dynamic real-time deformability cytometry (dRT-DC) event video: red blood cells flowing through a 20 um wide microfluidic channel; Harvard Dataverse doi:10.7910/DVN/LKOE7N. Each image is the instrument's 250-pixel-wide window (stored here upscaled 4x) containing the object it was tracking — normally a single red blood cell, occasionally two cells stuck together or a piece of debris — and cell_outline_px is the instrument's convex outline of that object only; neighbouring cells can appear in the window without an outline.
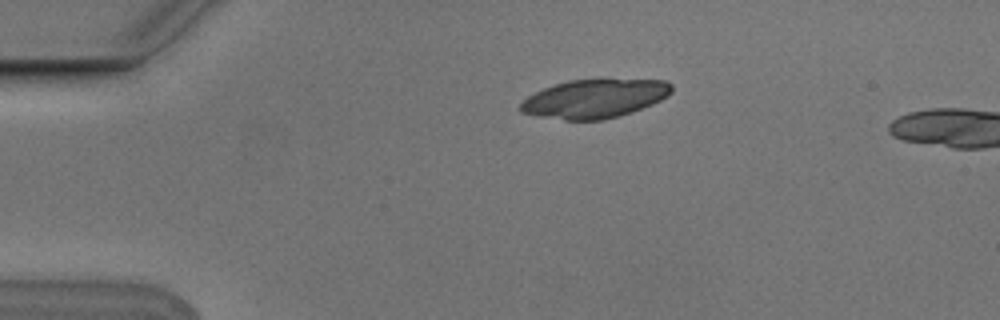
{"species": "Egyptian fruit bat (a non-hibernating species)", "species_latin": "Rousettus aegyptiacus", "temperature_condition": "cold", "stored_images_in_passage": 2, "camera_frame_rate_fps": 3000, "um_per_image_px": 0.085, "animal": {"sex": "male"}, "frame": {"image": 1, "passage_image": 1, "time_ms": 0.0, "image_size_px": [1000, 320], "cell_outline_px": [[672, 92], [668, 96], [652, 104], [632, 112], [620, 116], [604, 120], [564, 120], [536, 116], [520, 112], [520, 104], [528, 96], [544, 88], [568, 80], [604, 76], [608, 76], [664, 80], [672, 84]], "centroid_in_image_um": [50.6, 8.33], "position_along_channel_um": 34.4, "area_um2": 35.37}}